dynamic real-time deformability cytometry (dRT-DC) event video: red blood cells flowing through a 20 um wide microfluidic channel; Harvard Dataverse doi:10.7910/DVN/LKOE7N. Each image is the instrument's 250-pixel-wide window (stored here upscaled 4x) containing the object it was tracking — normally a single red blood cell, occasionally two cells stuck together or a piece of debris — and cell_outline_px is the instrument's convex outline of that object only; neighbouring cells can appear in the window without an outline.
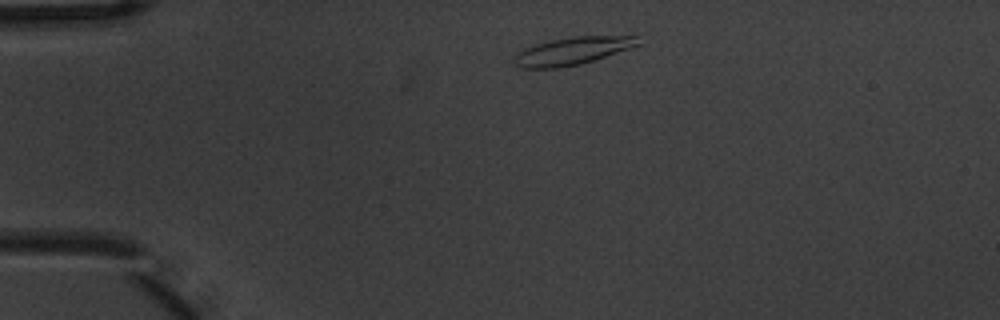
{"species": "common noctule bat (a hibernating species)", "species_latin": "Nyctalus noctula", "temperature_condition": "warm", "stored_images_in_passage": 2, "camera_frame_rate_fps": 3000, "um_per_image_px": 0.085, "animal": {"sex": "male", "body_mass_g": 20.1, "forearm_length_mm": 53.5}, "frame": {"image": 1, "passage_image": 1, "time_ms": 0.0, "image_size_px": [1000, 320], "cell_outline_px": [[640, 44], [580, 64], [556, 68], [520, 68], [512, 64], [512, 56], [524, 48], [536, 44], [552, 40], [572, 36], [636, 36]], "centroid_in_image_um": [48.53, 4.34], "position_along_channel_um": 36.5, "area_um2": 19.71}}